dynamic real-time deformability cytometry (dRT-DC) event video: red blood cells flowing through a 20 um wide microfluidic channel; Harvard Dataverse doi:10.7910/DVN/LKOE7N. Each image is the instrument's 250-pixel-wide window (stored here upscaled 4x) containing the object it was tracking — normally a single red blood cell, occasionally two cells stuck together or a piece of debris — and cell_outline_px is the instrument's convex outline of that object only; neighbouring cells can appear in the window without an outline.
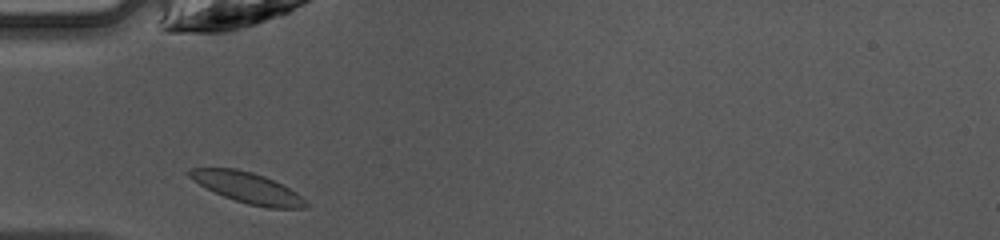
{"species": "common noctule bat (a hibernating species)", "species_latin": "Nyctalus noctula", "temperature_condition": "warm", "stored_images_in_passage": 25, "camera_frame_rate_fps": 3000, "um_per_image_px": 0.085, "animal": {"sex": "female", "body_mass_g": 10.0, "forearm_length_mm": 53.1}, "frame": {"image": 1, "passage_image": 1, "time_ms": 0.0, "image_size_px": [1000, 240], "cell_outline_px": [[308, 208], [268, 208], [248, 204], [224, 196], [192, 180], [184, 172], [192, 168], [236, 168], [252, 172], [264, 176], [296, 192], [308, 204]], "centroid_in_image_um": [21.01, 15.94], "position_along_channel_um": 64.0, "area_um2": 20.52}}
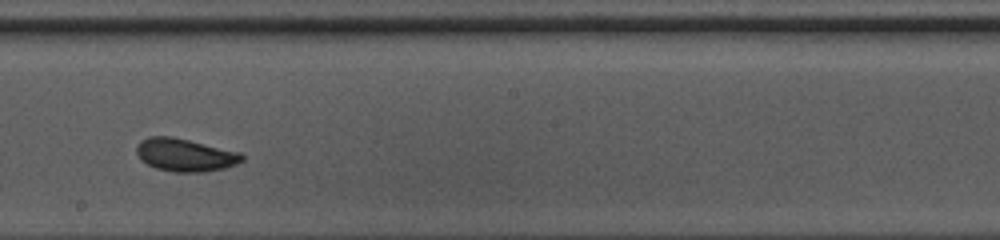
{"frame": {"image": 2, "passage_image": 13, "time_ms": 4.0, "image_size_px": [1000, 240], "cell_outline_px": [[244, 160], [236, 164], [224, 168], [204, 172], [172, 172], [156, 168], [140, 160], [136, 152], [136, 144], [140, 140], [148, 136], [172, 136], [240, 152], [244, 156]], "centroid_in_image_um": [15.7, 13.16], "position_along_channel_um": 232.5, "area_um2": 20.35}}
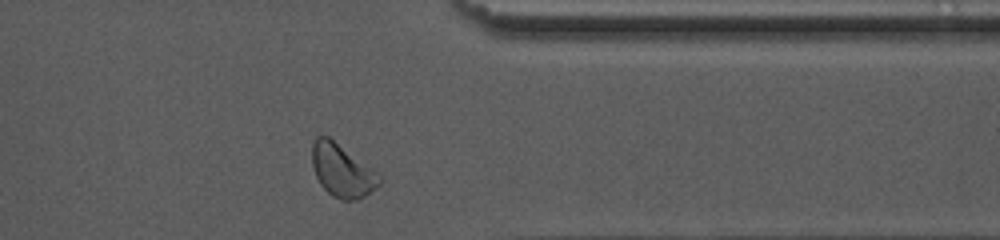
{"frame": {"image": 3, "passage_image": 24, "time_ms": 7.667, "image_size_px": [1000, 240], "cell_outline_px": [[384, 180], [380, 184], [364, 196], [356, 200], [340, 200], [332, 196], [320, 184], [316, 176], [312, 164], [312, 144], [316, 136], [328, 136], [376, 172]], "centroid_in_image_um": [29.06, 14.51], "position_along_channel_um": 382.3, "area_um2": 20.4}, "authors_computed_cell_mechanics": {"area_um2": 19.652, "velocity_mm_per_s": 4.2303, "shape_relaxation_time_tau1_ms": 2.2579, "shape_relaxation_time_tau2_ms": 1.1618, "deformation_change_tau1": 0.0951, "deformation_change_tau2": 0.061}}